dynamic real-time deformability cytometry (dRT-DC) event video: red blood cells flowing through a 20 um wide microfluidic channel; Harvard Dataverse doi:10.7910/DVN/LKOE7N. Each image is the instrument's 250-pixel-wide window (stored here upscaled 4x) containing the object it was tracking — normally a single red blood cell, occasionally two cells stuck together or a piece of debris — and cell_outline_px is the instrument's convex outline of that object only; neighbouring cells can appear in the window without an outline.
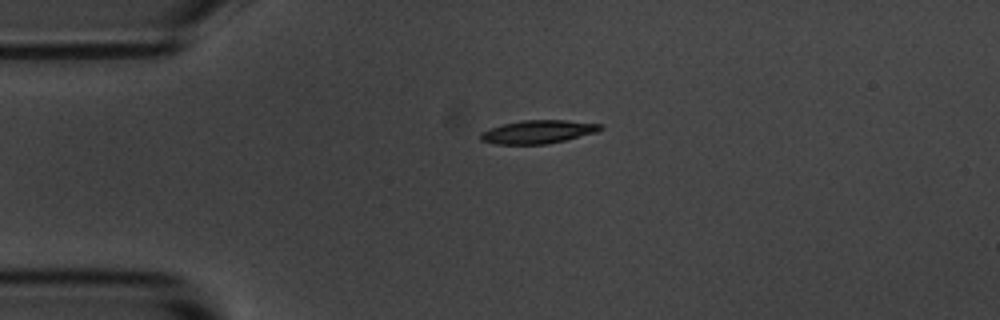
{"species": "common noctule bat (a hibernating species)", "species_latin": "Nyctalus noctula", "temperature_condition": "room temperature", "stored_images_in_passage": 5, "camera_frame_rate_fps": 3000, "um_per_image_px": 0.085, "animal": {"sex": "male", "body_mass_g": 20.1, "forearm_length_mm": 53.5}, "frame": {"image": 1, "passage_image": 5, "time_ms": 5.0, "image_size_px": [1000, 320], "cell_outline_px": [[604, 128], [596, 132], [564, 140], [544, 144], [496, 144], [480, 140], [480, 132], [504, 124], [524, 120], [568, 120], [604, 124]], "centroid_in_image_um": [45.76, 11.2], "position_along_channel_um": 39.2, "area_um2": 16.13}}